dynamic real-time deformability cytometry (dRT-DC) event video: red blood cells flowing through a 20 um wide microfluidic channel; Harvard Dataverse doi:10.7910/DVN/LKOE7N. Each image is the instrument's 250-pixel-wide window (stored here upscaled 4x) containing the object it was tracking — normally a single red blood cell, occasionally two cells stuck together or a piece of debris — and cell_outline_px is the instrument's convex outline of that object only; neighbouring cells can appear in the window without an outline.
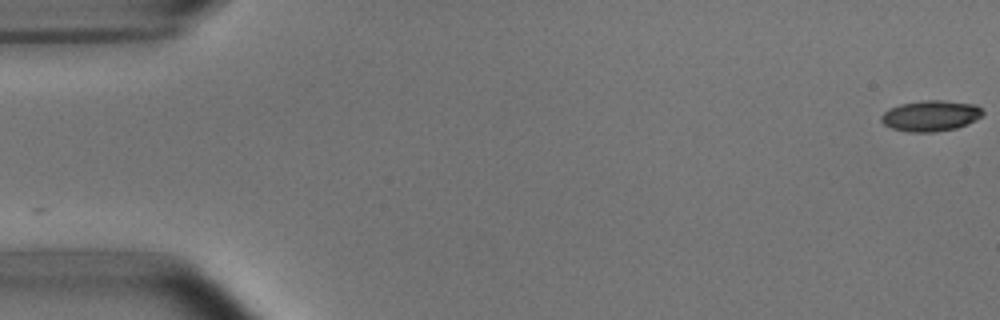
{"species": "common noctule bat (a hibernating species)", "species_latin": "Nyctalus noctula", "temperature_condition": "room temperature", "stored_images_in_passage": 53, "camera_frame_rate_fps": 3000, "um_per_image_px": 0.085, "animal": {"sex": "male", "body_mass_g": 15.6}, "frame": {"image": 1, "passage_image": 1, "time_ms": 0.0, "image_size_px": [1000, 320], "cell_outline_px": [[984, 112], [976, 120], [956, 128], [936, 132], [908, 132], [892, 128], [884, 124], [880, 120], [880, 116], [888, 108], [900, 104], [924, 100], [944, 100], [976, 104]], "centroid_in_image_um": [79.09, 9.84], "position_along_channel_um": 5.9, "area_um2": 18.32}}
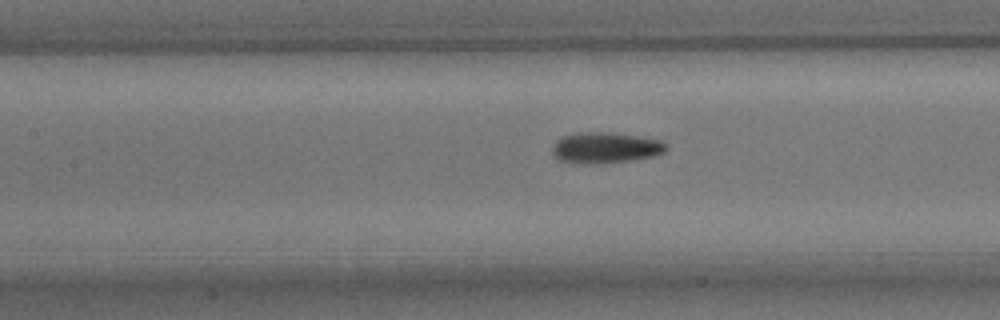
{"frame": {"image": 2, "passage_image": 24, "time_ms": 7.667, "image_size_px": [1000, 320], "cell_outline_px": [[668, 148], [664, 152], [652, 156], [628, 160], [596, 164], [580, 164], [556, 160], [552, 156], [552, 148], [556, 140], [564, 136], [580, 132], [612, 132], [664, 140], [668, 144]], "centroid_in_image_um": [51.44, 12.55], "position_along_channel_um": 156.0, "area_um2": 20.81}}
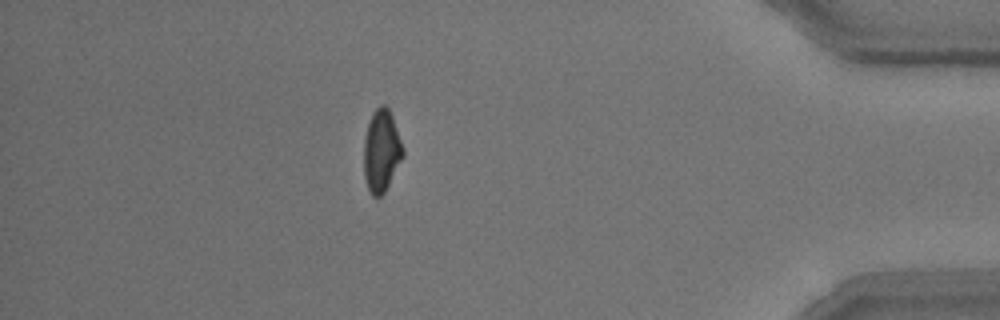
{"frame": {"image": 3, "passage_image": 47, "time_ms": 15.333, "image_size_px": [1000, 320], "cell_outline_px": [[404, 156], [384, 192], [380, 196], [372, 196], [368, 188], [364, 176], [364, 140], [368, 124], [372, 112], [380, 104], [384, 104], [388, 108], [392, 116], [404, 148]], "centroid_in_image_um": [32.43, 12.8], "position_along_channel_um": 402.8, "area_um2": 18.67}, "authors_computed_cell_mechanics": {"area_um2": 18.9006, "velocity_mm_per_s": 3.7916, "shape_relaxation_time_tau1_ms": 5.0089, "shape_relaxation_time_tau2_ms": 2.9893, "deformation_change_tau1": 0.1549, "deformation_change_tau2": 0.0942}}